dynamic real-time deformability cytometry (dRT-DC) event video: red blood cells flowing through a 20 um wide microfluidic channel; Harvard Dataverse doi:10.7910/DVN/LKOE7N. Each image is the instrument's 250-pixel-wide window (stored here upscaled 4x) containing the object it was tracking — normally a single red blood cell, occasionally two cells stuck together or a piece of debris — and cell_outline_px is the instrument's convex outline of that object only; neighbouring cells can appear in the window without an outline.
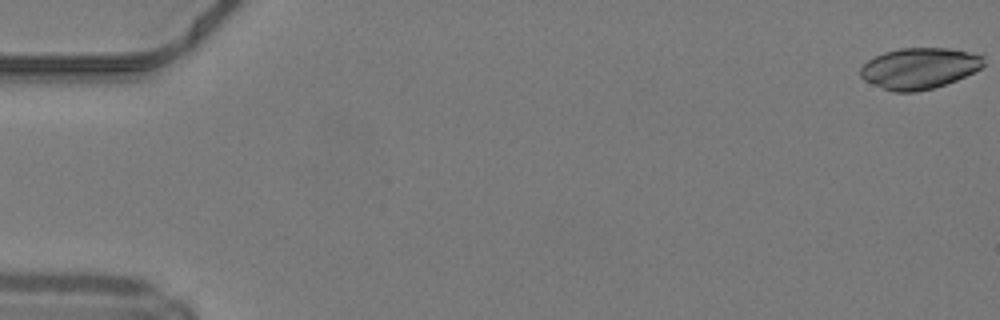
{"species": "common noctule bat (a hibernating species)", "species_latin": "Nyctalus noctula", "temperature_condition": "warm", "stored_images_in_passage": 32, "camera_frame_rate_fps": 3000, "um_per_image_px": 0.085, "animal": {"sex": "male", "body_mass_g": 19.2, "forearm_length_mm": 51.8}, "frame": {"image": 1, "passage_image": 1, "time_ms": 0.0, "image_size_px": [1000, 320], "cell_outline_px": [[984, 64], [980, 68], [956, 80], [932, 88], [916, 92], [892, 92], [864, 80], [860, 76], [860, 68], [868, 60], [884, 52], [900, 48], [948, 48], [984, 56]], "centroid_in_image_um": [78.11, 5.81], "position_along_channel_um": 6.9, "area_um2": 29.19}}